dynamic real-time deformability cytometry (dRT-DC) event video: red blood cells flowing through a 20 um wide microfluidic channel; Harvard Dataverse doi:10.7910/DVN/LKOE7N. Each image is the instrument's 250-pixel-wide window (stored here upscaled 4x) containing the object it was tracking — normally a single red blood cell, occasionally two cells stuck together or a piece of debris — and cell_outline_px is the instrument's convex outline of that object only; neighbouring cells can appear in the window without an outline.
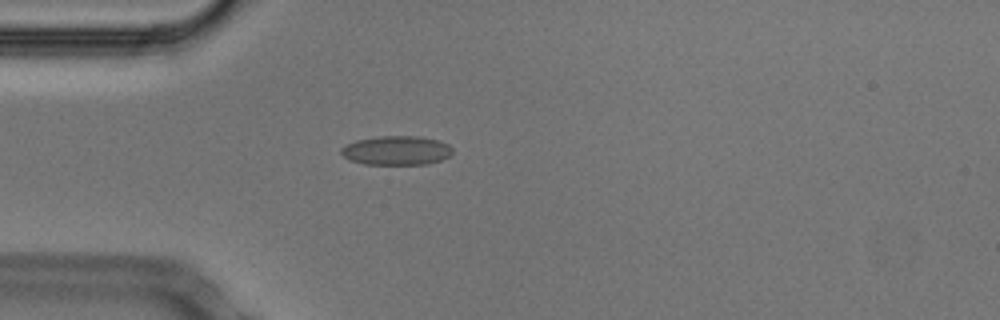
{"species": "Egyptian fruit bat (a non-hibernating species)", "species_latin": "Rousettus aegyptiacus", "temperature_condition": "cold", "stored_images_in_passage": 51, "camera_frame_rate_fps": 3000, "um_per_image_px": 0.085, "animal": {"sex": "male"}, "frame": {"image": 1, "passage_image": 13, "time_ms": 4.0, "image_size_px": [1000, 320], "cell_outline_px": [[452, 152], [448, 156], [440, 160], [428, 164], [364, 164], [348, 160], [340, 152], [340, 148], [356, 140], [380, 136], [416, 136], [440, 140], [448, 144], [452, 148]], "centroid_in_image_um": [33.69, 12.79], "position_along_channel_um": 51.3, "area_um2": 18.9}}
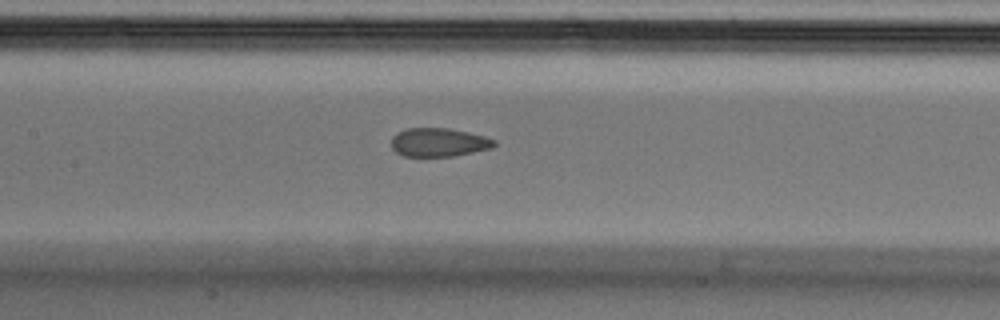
{"frame": {"image": 2, "passage_image": 23, "time_ms": 7.333, "image_size_px": [1000, 320], "cell_outline_px": [[496, 144], [492, 148], [452, 156], [404, 156], [396, 152], [392, 148], [392, 136], [396, 132], [408, 128], [448, 128], [468, 132], [484, 136], [496, 140]], "centroid_in_image_um": [37.28, 12.09], "position_along_channel_um": 170.1, "area_um2": 17.11}}
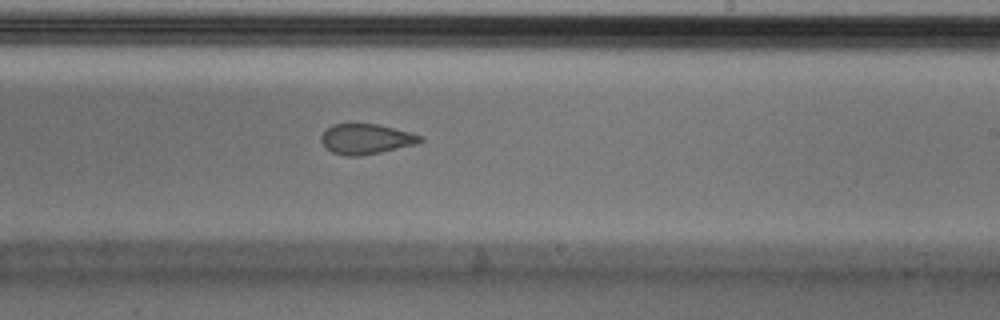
{"frame": {"image": 3, "passage_image": 30, "time_ms": 9.667, "image_size_px": [1000, 320], "cell_outline_px": [[424, 140], [416, 144], [380, 152], [360, 156], [344, 156], [332, 152], [324, 148], [320, 140], [320, 136], [332, 124], [380, 124], [412, 132], [424, 136]], "centroid_in_image_um": [31.12, 11.81], "position_along_channel_um": 257.9, "area_um2": 17.69}, "authors_computed_cell_mechanics": {"area_um2": 18.8428, "velocity_mm_per_s": 3.7726, "shape_relaxation_time_tau1_ms": null, "shape_relaxation_time_tau2_ms": 2.3967, "deformation_change_tau1": null, "deformation_change_tau2": 0.0609}}